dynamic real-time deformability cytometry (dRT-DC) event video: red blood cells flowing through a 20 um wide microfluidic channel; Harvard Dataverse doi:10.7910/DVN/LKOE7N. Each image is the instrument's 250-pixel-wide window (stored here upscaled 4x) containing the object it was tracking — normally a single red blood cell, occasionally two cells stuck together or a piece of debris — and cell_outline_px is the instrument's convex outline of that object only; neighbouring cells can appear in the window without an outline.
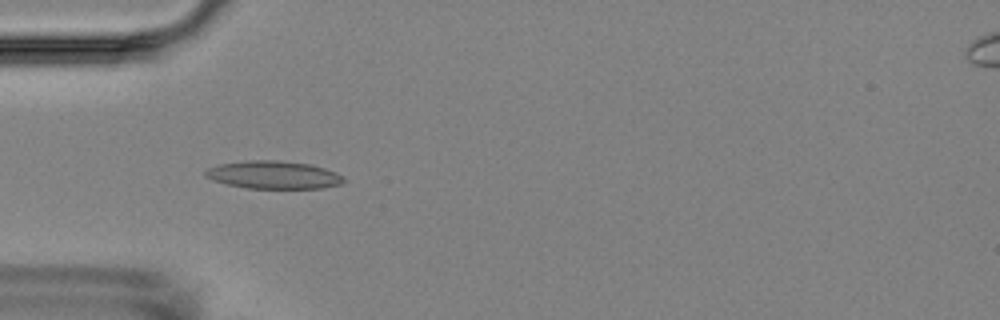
{"species": "Egyptian fruit bat (a non-hibernating species)", "species_latin": "Rousettus aegyptiacus", "temperature_condition": "room temperature", "stored_images_in_passage": 5, "camera_frame_rate_fps": 3000, "um_per_image_px": 0.085, "animal": {"sex": "female"}, "frame": {"image": 1, "passage_image": 5, "time_ms": 4.667, "image_size_px": [1000, 320], "cell_outline_px": [[348, 180], [340, 184], [324, 188], [248, 188], [228, 184], [212, 180], [204, 176], [204, 172], [208, 168], [220, 164], [244, 160], [280, 160], [312, 164], [336, 172], [344, 176]], "centroid_in_image_um": [23.29, 14.85], "position_along_channel_um": 61.7, "area_um2": 22.66}}